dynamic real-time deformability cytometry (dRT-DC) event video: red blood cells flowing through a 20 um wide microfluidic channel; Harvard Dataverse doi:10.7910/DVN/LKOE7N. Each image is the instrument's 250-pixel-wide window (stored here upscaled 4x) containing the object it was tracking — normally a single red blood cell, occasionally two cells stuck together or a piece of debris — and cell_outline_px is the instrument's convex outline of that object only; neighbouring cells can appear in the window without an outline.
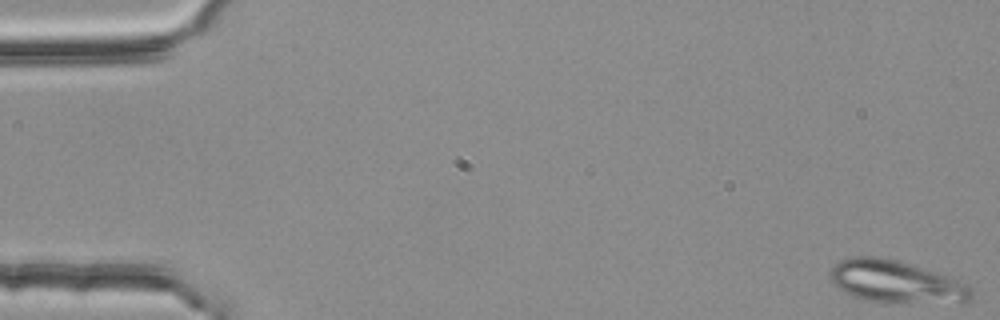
{"species": "common noctule bat (a hibernating species)", "species_latin": "Nyctalus noctula", "temperature_condition": "room temperature", "stored_images_in_passage": 3, "camera_frame_rate_fps": 3000, "um_per_image_px": 0.085, "animal": {"sex": "female", "body_mass_g": 25.1}, "frame": {"image": 1, "passage_image": 1, "time_ms": 0.0, "image_size_px": [1000, 320], "cell_outline_px": [[972, 300], [884, 304], [864, 300], [852, 296], [836, 288], [832, 280], [832, 268], [840, 260], [848, 256], [876, 256], [896, 260], [936, 272], [948, 276], [968, 284], [972, 288]], "centroid_in_image_um": [76.12, 23.96], "position_along_channel_um": 8.9, "area_um2": 34.85}}